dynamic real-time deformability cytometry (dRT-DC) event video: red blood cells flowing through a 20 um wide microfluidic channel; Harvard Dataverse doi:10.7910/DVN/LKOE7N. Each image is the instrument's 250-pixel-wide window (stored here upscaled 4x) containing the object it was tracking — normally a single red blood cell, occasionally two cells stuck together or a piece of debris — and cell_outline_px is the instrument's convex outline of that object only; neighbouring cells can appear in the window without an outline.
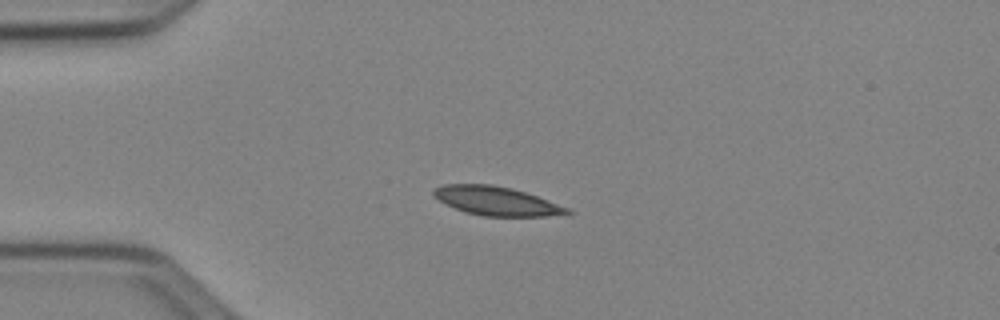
{"species": "Egyptian fruit bat (a non-hibernating species)", "species_latin": "Rousettus aegyptiacus", "temperature_condition": "cold", "stored_images_in_passage": 7, "camera_frame_rate_fps": 3000, "um_per_image_px": 0.085, "animal": {"sex": "female"}, "frame": {"image": 1, "passage_image": 1, "time_ms": 0.0, "image_size_px": [1000, 320], "cell_outline_px": [[572, 212], [544, 216], [484, 216], [464, 212], [432, 196], [432, 188], [444, 184], [492, 184], [512, 188], [548, 200], [568, 208]], "centroid_in_image_um": [42.12, 17.07], "position_along_channel_um": 42.9, "area_um2": 22.2}}
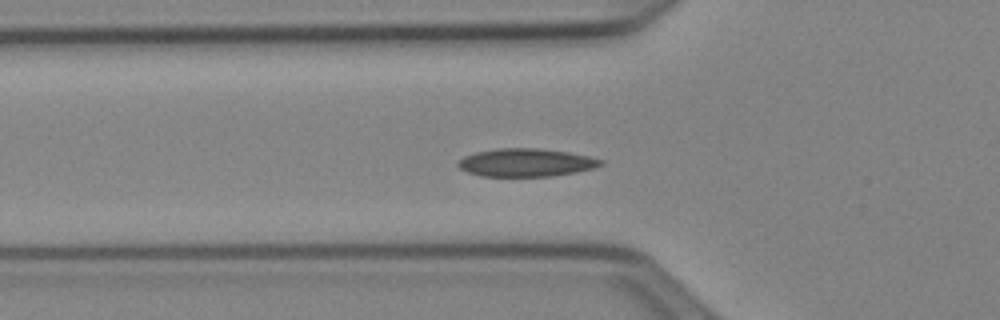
{"frame": {"image": 2, "passage_image": 6, "time_ms": 1.667, "image_size_px": [1000, 320], "cell_outline_px": [[604, 164], [592, 168], [576, 172], [552, 176], [480, 176], [468, 172], [460, 168], [456, 164], [464, 156], [476, 152], [496, 148], [540, 148], [568, 152], [588, 156], [604, 160]], "centroid_in_image_um": [44.71, 13.81], "position_along_channel_um": 81.1, "area_um2": 23.29}}